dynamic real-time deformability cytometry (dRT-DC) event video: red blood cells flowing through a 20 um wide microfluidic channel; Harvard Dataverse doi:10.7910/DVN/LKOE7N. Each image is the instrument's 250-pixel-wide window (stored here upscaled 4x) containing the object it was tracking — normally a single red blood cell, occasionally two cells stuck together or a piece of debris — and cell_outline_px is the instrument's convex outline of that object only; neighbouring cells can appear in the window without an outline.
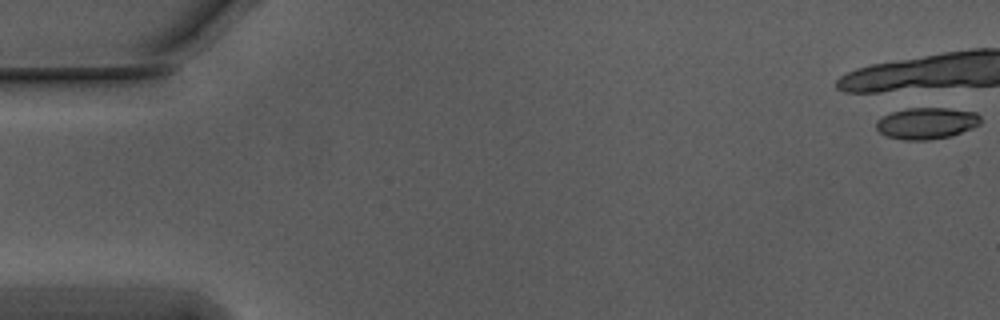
{"species": "Egyptian fruit bat (a non-hibernating species)", "species_latin": "Rousettus aegyptiacus", "temperature_condition": "warm", "stored_images_in_passage": 2, "camera_frame_rate_fps": 3000, "um_per_image_px": 0.085, "animal": {"sex": "male"}, "frame": {"image": 1, "passage_image": 1, "time_ms": 0.0, "image_size_px": [1000, 320], "cell_outline_px": [[980, 124], [972, 128], [952, 136], [928, 140], [904, 140], [888, 136], [880, 132], [876, 128], [876, 120], [892, 112], [908, 108], [948, 108], [976, 112], [980, 116]], "centroid_in_image_um": [78.78, 10.48], "position_along_channel_um": 6.2, "area_um2": 19.13}}